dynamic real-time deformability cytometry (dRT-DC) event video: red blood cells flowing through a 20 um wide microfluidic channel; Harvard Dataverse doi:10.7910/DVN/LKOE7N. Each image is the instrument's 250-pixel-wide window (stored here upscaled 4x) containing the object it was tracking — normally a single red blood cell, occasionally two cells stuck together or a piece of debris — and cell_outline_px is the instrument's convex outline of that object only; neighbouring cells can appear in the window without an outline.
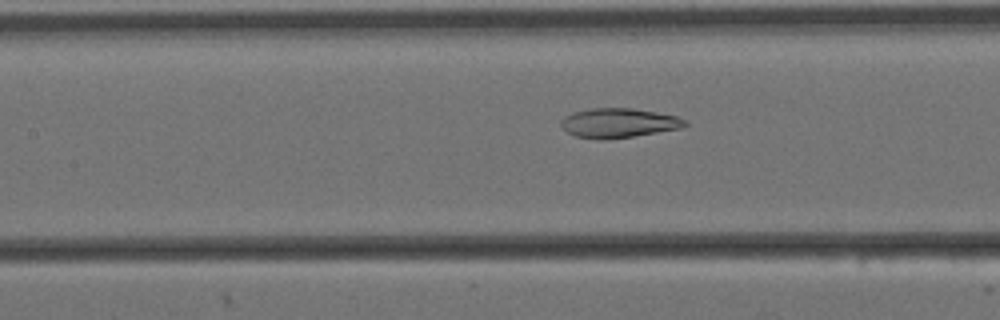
{"species": "Egyptian fruit bat (a non-hibernating species)", "species_latin": "Rousettus aegyptiacus", "temperature_condition": "cold", "stored_images_in_passage": 7, "segment_of_instrument_passage": [2, 2], "camera_frame_rate_fps": 3000, "um_per_image_px": 0.085, "animal": {"sex": "female"}, "frame": {"image": 1, "passage_image": 7, "time_ms": 2.0, "image_size_px": [1000, 320], "cell_outline_px": [[688, 124], [680, 128], [632, 136], [604, 140], [600, 140], [576, 136], [568, 132], [560, 124], [560, 120], [564, 116], [572, 112], [592, 108], [632, 108], [656, 112], [676, 116], [688, 120]], "centroid_in_image_um": [52.56, 10.44], "position_along_channel_um": 154.8, "area_um2": 21.21}}